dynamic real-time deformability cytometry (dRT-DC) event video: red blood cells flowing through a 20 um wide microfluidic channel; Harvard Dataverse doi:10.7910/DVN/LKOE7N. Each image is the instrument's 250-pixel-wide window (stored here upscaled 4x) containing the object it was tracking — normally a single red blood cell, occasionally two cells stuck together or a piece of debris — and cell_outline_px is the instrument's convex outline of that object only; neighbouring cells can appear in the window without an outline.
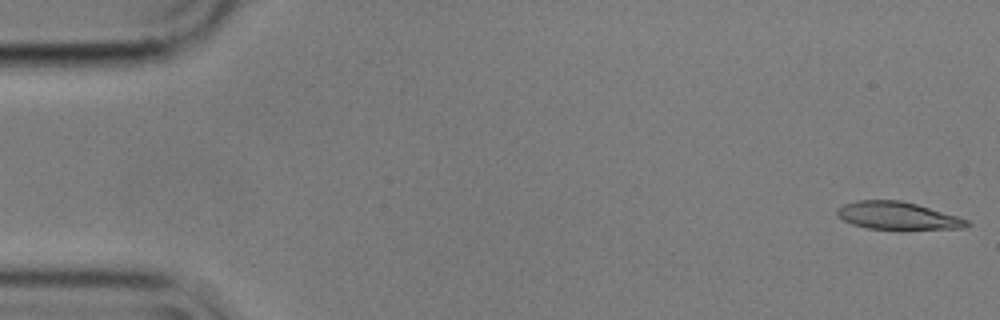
{"species": "common noctule bat (a hibernating species)", "species_latin": "Nyctalus noctula", "temperature_condition": "cold", "stored_images_in_passage": 4, "camera_frame_rate_fps": 3000, "um_per_image_px": 0.085, "animal": {"sex": "male", "body_mass_g": 17.9}, "frame": {"image": 1, "passage_image": 1, "time_ms": 0.0, "image_size_px": [1000, 320], "cell_outline_px": [[972, 224], [964, 228], [900, 232], [868, 228], [852, 224], [844, 220], [836, 212], [836, 208], [844, 204], [856, 200], [900, 200], [916, 204], [956, 216], [968, 220]], "centroid_in_image_um": [76.33, 18.39], "position_along_channel_um": 8.7, "area_um2": 21.68}}